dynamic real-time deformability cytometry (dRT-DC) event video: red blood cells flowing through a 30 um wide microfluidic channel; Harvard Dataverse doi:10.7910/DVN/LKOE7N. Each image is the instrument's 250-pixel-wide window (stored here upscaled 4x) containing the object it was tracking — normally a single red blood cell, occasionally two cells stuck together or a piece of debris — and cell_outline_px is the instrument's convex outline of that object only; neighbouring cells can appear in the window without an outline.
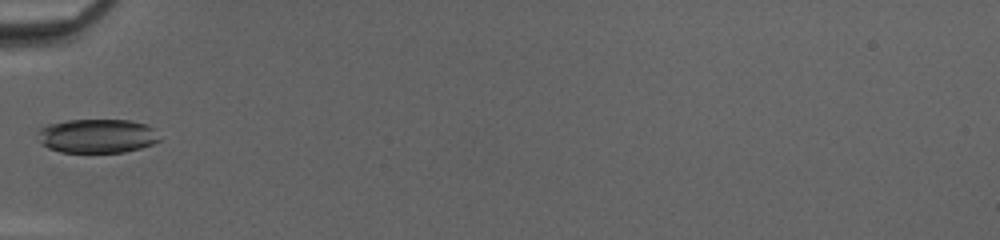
{"species": "common noctule bat (a hibernating species)", "species_latin": "Nyctalus noctula", "temperature_condition": "cold", "stored_images_in_passage": 6, "camera_frame_rate_fps": 3000, "um_per_image_px": 0.085, "animal": {"sex": "female", "body_mass_g": 20.0, "forearm_length_mm": 54.0}, "frame": {"image": 1, "passage_image": 1, "time_ms": 0.0, "image_size_px": [1000, 240], "cell_outline_px": [[160, 140], [152, 144], [140, 148], [124, 152], [60, 152], [48, 148], [44, 144], [36, 132], [40, 128], [48, 124], [68, 120], [132, 120], [148, 124], [152, 128]], "centroid_in_image_um": [8.26, 11.55], "position_along_channel_um": 76.7, "area_um2": 24.04}}